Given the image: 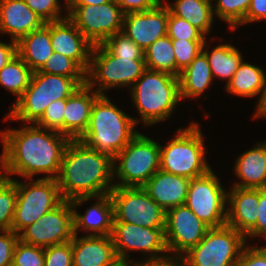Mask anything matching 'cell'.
Instances as JSON below:
<instances>
[{
	"label": "cell",
	"instance_id": "cell-1",
	"mask_svg": "<svg viewBox=\"0 0 266 266\" xmlns=\"http://www.w3.org/2000/svg\"><path fill=\"white\" fill-rule=\"evenodd\" d=\"M19 129L0 130L3 153L0 154V175H21L32 179L34 175L48 174L56 179L70 138L53 130L30 124Z\"/></svg>",
	"mask_w": 266,
	"mask_h": 266
},
{
	"label": "cell",
	"instance_id": "cell-2",
	"mask_svg": "<svg viewBox=\"0 0 266 266\" xmlns=\"http://www.w3.org/2000/svg\"><path fill=\"white\" fill-rule=\"evenodd\" d=\"M62 198L95 197L114 188L113 158L79 140H70L56 178Z\"/></svg>",
	"mask_w": 266,
	"mask_h": 266
},
{
	"label": "cell",
	"instance_id": "cell-3",
	"mask_svg": "<svg viewBox=\"0 0 266 266\" xmlns=\"http://www.w3.org/2000/svg\"><path fill=\"white\" fill-rule=\"evenodd\" d=\"M137 118L124 113L106 95L93 103L89 124L78 139L88 147L114 158L139 133Z\"/></svg>",
	"mask_w": 266,
	"mask_h": 266
},
{
	"label": "cell",
	"instance_id": "cell-4",
	"mask_svg": "<svg viewBox=\"0 0 266 266\" xmlns=\"http://www.w3.org/2000/svg\"><path fill=\"white\" fill-rule=\"evenodd\" d=\"M130 90L145 126L167 120L181 100L179 77L162 71L146 69Z\"/></svg>",
	"mask_w": 266,
	"mask_h": 266
},
{
	"label": "cell",
	"instance_id": "cell-5",
	"mask_svg": "<svg viewBox=\"0 0 266 266\" xmlns=\"http://www.w3.org/2000/svg\"><path fill=\"white\" fill-rule=\"evenodd\" d=\"M84 84H86V78H70L35 71L32 73L29 86L23 95L13 103V107H10V112L5 116V120H20L23 124H36L50 103L67 99Z\"/></svg>",
	"mask_w": 266,
	"mask_h": 266
},
{
	"label": "cell",
	"instance_id": "cell-6",
	"mask_svg": "<svg viewBox=\"0 0 266 266\" xmlns=\"http://www.w3.org/2000/svg\"><path fill=\"white\" fill-rule=\"evenodd\" d=\"M203 138L198 122L177 129L175 137L160 145V169L188 179L210 171Z\"/></svg>",
	"mask_w": 266,
	"mask_h": 266
},
{
	"label": "cell",
	"instance_id": "cell-7",
	"mask_svg": "<svg viewBox=\"0 0 266 266\" xmlns=\"http://www.w3.org/2000/svg\"><path fill=\"white\" fill-rule=\"evenodd\" d=\"M160 169V144L138 133L113 158L114 187H142Z\"/></svg>",
	"mask_w": 266,
	"mask_h": 266
},
{
	"label": "cell",
	"instance_id": "cell-8",
	"mask_svg": "<svg viewBox=\"0 0 266 266\" xmlns=\"http://www.w3.org/2000/svg\"><path fill=\"white\" fill-rule=\"evenodd\" d=\"M145 70L144 58L115 57L98 44L93 46L91 52L86 83L96 89V93L106 95L104 91L115 87L128 86L130 89Z\"/></svg>",
	"mask_w": 266,
	"mask_h": 266
},
{
	"label": "cell",
	"instance_id": "cell-9",
	"mask_svg": "<svg viewBox=\"0 0 266 266\" xmlns=\"http://www.w3.org/2000/svg\"><path fill=\"white\" fill-rule=\"evenodd\" d=\"M246 238L224 225L210 228L204 238L181 258V266H235L246 246Z\"/></svg>",
	"mask_w": 266,
	"mask_h": 266
},
{
	"label": "cell",
	"instance_id": "cell-10",
	"mask_svg": "<svg viewBox=\"0 0 266 266\" xmlns=\"http://www.w3.org/2000/svg\"><path fill=\"white\" fill-rule=\"evenodd\" d=\"M27 180V183L16 180L17 202L11 224L16 234L64 201L56 179Z\"/></svg>",
	"mask_w": 266,
	"mask_h": 266
},
{
	"label": "cell",
	"instance_id": "cell-11",
	"mask_svg": "<svg viewBox=\"0 0 266 266\" xmlns=\"http://www.w3.org/2000/svg\"><path fill=\"white\" fill-rule=\"evenodd\" d=\"M226 204L227 191L212 169L190 179L185 205L207 226L226 225Z\"/></svg>",
	"mask_w": 266,
	"mask_h": 266
},
{
	"label": "cell",
	"instance_id": "cell-12",
	"mask_svg": "<svg viewBox=\"0 0 266 266\" xmlns=\"http://www.w3.org/2000/svg\"><path fill=\"white\" fill-rule=\"evenodd\" d=\"M65 11L93 46L102 44L123 28L124 13L114 0L101 5L67 6Z\"/></svg>",
	"mask_w": 266,
	"mask_h": 266
},
{
	"label": "cell",
	"instance_id": "cell-13",
	"mask_svg": "<svg viewBox=\"0 0 266 266\" xmlns=\"http://www.w3.org/2000/svg\"><path fill=\"white\" fill-rule=\"evenodd\" d=\"M110 196L114 205V222L165 228V210L142 187H114Z\"/></svg>",
	"mask_w": 266,
	"mask_h": 266
},
{
	"label": "cell",
	"instance_id": "cell-14",
	"mask_svg": "<svg viewBox=\"0 0 266 266\" xmlns=\"http://www.w3.org/2000/svg\"><path fill=\"white\" fill-rule=\"evenodd\" d=\"M119 260L129 261V251L146 252L144 261H164L170 258L164 228H147L126 222H113L111 234Z\"/></svg>",
	"mask_w": 266,
	"mask_h": 266
},
{
	"label": "cell",
	"instance_id": "cell-15",
	"mask_svg": "<svg viewBox=\"0 0 266 266\" xmlns=\"http://www.w3.org/2000/svg\"><path fill=\"white\" fill-rule=\"evenodd\" d=\"M209 229L185 204L165 211L164 232L170 258L180 259L204 238Z\"/></svg>",
	"mask_w": 266,
	"mask_h": 266
},
{
	"label": "cell",
	"instance_id": "cell-16",
	"mask_svg": "<svg viewBox=\"0 0 266 266\" xmlns=\"http://www.w3.org/2000/svg\"><path fill=\"white\" fill-rule=\"evenodd\" d=\"M18 235L22 242L42 248L71 241L74 236L71 202L64 200Z\"/></svg>",
	"mask_w": 266,
	"mask_h": 266
},
{
	"label": "cell",
	"instance_id": "cell-17",
	"mask_svg": "<svg viewBox=\"0 0 266 266\" xmlns=\"http://www.w3.org/2000/svg\"><path fill=\"white\" fill-rule=\"evenodd\" d=\"M168 7L161 1L148 11L124 14L122 32L142 50L167 35Z\"/></svg>",
	"mask_w": 266,
	"mask_h": 266
},
{
	"label": "cell",
	"instance_id": "cell-18",
	"mask_svg": "<svg viewBox=\"0 0 266 266\" xmlns=\"http://www.w3.org/2000/svg\"><path fill=\"white\" fill-rule=\"evenodd\" d=\"M96 200L87 208L84 215L77 212V207L84 202ZM73 209V231L78 235V229L86 231V236H110L113 231L114 205L110 193L95 197H78L70 201Z\"/></svg>",
	"mask_w": 266,
	"mask_h": 266
},
{
	"label": "cell",
	"instance_id": "cell-19",
	"mask_svg": "<svg viewBox=\"0 0 266 266\" xmlns=\"http://www.w3.org/2000/svg\"><path fill=\"white\" fill-rule=\"evenodd\" d=\"M50 38L54 52L74 60L88 72L93 45L68 17L50 22Z\"/></svg>",
	"mask_w": 266,
	"mask_h": 266
},
{
	"label": "cell",
	"instance_id": "cell-20",
	"mask_svg": "<svg viewBox=\"0 0 266 266\" xmlns=\"http://www.w3.org/2000/svg\"><path fill=\"white\" fill-rule=\"evenodd\" d=\"M43 24L25 0H0V33L9 34L11 42L18 44Z\"/></svg>",
	"mask_w": 266,
	"mask_h": 266
},
{
	"label": "cell",
	"instance_id": "cell-21",
	"mask_svg": "<svg viewBox=\"0 0 266 266\" xmlns=\"http://www.w3.org/2000/svg\"><path fill=\"white\" fill-rule=\"evenodd\" d=\"M110 236H73V266H112L118 261Z\"/></svg>",
	"mask_w": 266,
	"mask_h": 266
},
{
	"label": "cell",
	"instance_id": "cell-22",
	"mask_svg": "<svg viewBox=\"0 0 266 266\" xmlns=\"http://www.w3.org/2000/svg\"><path fill=\"white\" fill-rule=\"evenodd\" d=\"M99 96L100 94L86 83L66 99L63 112L65 136L71 140H78L84 134L89 124L93 103Z\"/></svg>",
	"mask_w": 266,
	"mask_h": 266
},
{
	"label": "cell",
	"instance_id": "cell-23",
	"mask_svg": "<svg viewBox=\"0 0 266 266\" xmlns=\"http://www.w3.org/2000/svg\"><path fill=\"white\" fill-rule=\"evenodd\" d=\"M230 191V192H229ZM227 192L226 225L246 236L256 224L259 189L231 187Z\"/></svg>",
	"mask_w": 266,
	"mask_h": 266
},
{
	"label": "cell",
	"instance_id": "cell-24",
	"mask_svg": "<svg viewBox=\"0 0 266 266\" xmlns=\"http://www.w3.org/2000/svg\"><path fill=\"white\" fill-rule=\"evenodd\" d=\"M190 179L159 169L142 188L165 211L184 205Z\"/></svg>",
	"mask_w": 266,
	"mask_h": 266
},
{
	"label": "cell",
	"instance_id": "cell-25",
	"mask_svg": "<svg viewBox=\"0 0 266 266\" xmlns=\"http://www.w3.org/2000/svg\"><path fill=\"white\" fill-rule=\"evenodd\" d=\"M237 180L233 187L244 189L266 188V140L237 157L233 167Z\"/></svg>",
	"mask_w": 266,
	"mask_h": 266
},
{
	"label": "cell",
	"instance_id": "cell-26",
	"mask_svg": "<svg viewBox=\"0 0 266 266\" xmlns=\"http://www.w3.org/2000/svg\"><path fill=\"white\" fill-rule=\"evenodd\" d=\"M50 38V22L29 33L17 44V55L35 72L53 54Z\"/></svg>",
	"mask_w": 266,
	"mask_h": 266
},
{
	"label": "cell",
	"instance_id": "cell-27",
	"mask_svg": "<svg viewBox=\"0 0 266 266\" xmlns=\"http://www.w3.org/2000/svg\"><path fill=\"white\" fill-rule=\"evenodd\" d=\"M266 88V73L261 67L242 61L225 90L238 97L260 96Z\"/></svg>",
	"mask_w": 266,
	"mask_h": 266
},
{
	"label": "cell",
	"instance_id": "cell-28",
	"mask_svg": "<svg viewBox=\"0 0 266 266\" xmlns=\"http://www.w3.org/2000/svg\"><path fill=\"white\" fill-rule=\"evenodd\" d=\"M181 100L197 98L213 83V76L206 55L201 51L179 76Z\"/></svg>",
	"mask_w": 266,
	"mask_h": 266
},
{
	"label": "cell",
	"instance_id": "cell-29",
	"mask_svg": "<svg viewBox=\"0 0 266 266\" xmlns=\"http://www.w3.org/2000/svg\"><path fill=\"white\" fill-rule=\"evenodd\" d=\"M211 1L213 0H176L172 5L165 4L173 15L187 20L207 37L214 21Z\"/></svg>",
	"mask_w": 266,
	"mask_h": 266
},
{
	"label": "cell",
	"instance_id": "cell-30",
	"mask_svg": "<svg viewBox=\"0 0 266 266\" xmlns=\"http://www.w3.org/2000/svg\"><path fill=\"white\" fill-rule=\"evenodd\" d=\"M206 46L207 39L202 46V52L208 59L213 78L225 79L227 85L243 61L242 54L231 44H219L210 52L205 49Z\"/></svg>",
	"mask_w": 266,
	"mask_h": 266
},
{
	"label": "cell",
	"instance_id": "cell-31",
	"mask_svg": "<svg viewBox=\"0 0 266 266\" xmlns=\"http://www.w3.org/2000/svg\"><path fill=\"white\" fill-rule=\"evenodd\" d=\"M32 73L33 71L18 55L0 70V85L17 97L14 103L29 86Z\"/></svg>",
	"mask_w": 266,
	"mask_h": 266
},
{
	"label": "cell",
	"instance_id": "cell-32",
	"mask_svg": "<svg viewBox=\"0 0 266 266\" xmlns=\"http://www.w3.org/2000/svg\"><path fill=\"white\" fill-rule=\"evenodd\" d=\"M146 69L167 72L176 76V59L172 39L166 35L144 50Z\"/></svg>",
	"mask_w": 266,
	"mask_h": 266
},
{
	"label": "cell",
	"instance_id": "cell-33",
	"mask_svg": "<svg viewBox=\"0 0 266 266\" xmlns=\"http://www.w3.org/2000/svg\"><path fill=\"white\" fill-rule=\"evenodd\" d=\"M251 0H216L213 15L228 23L231 31L239 25H244V18L249 9Z\"/></svg>",
	"mask_w": 266,
	"mask_h": 266
},
{
	"label": "cell",
	"instance_id": "cell-34",
	"mask_svg": "<svg viewBox=\"0 0 266 266\" xmlns=\"http://www.w3.org/2000/svg\"><path fill=\"white\" fill-rule=\"evenodd\" d=\"M16 202V180L0 175V231L11 230Z\"/></svg>",
	"mask_w": 266,
	"mask_h": 266
},
{
	"label": "cell",
	"instance_id": "cell-35",
	"mask_svg": "<svg viewBox=\"0 0 266 266\" xmlns=\"http://www.w3.org/2000/svg\"><path fill=\"white\" fill-rule=\"evenodd\" d=\"M38 71L70 78H86V72L74 60L57 52H53Z\"/></svg>",
	"mask_w": 266,
	"mask_h": 266
},
{
	"label": "cell",
	"instance_id": "cell-36",
	"mask_svg": "<svg viewBox=\"0 0 266 266\" xmlns=\"http://www.w3.org/2000/svg\"><path fill=\"white\" fill-rule=\"evenodd\" d=\"M101 45L115 57L144 58V50L122 31L109 37Z\"/></svg>",
	"mask_w": 266,
	"mask_h": 266
},
{
	"label": "cell",
	"instance_id": "cell-37",
	"mask_svg": "<svg viewBox=\"0 0 266 266\" xmlns=\"http://www.w3.org/2000/svg\"><path fill=\"white\" fill-rule=\"evenodd\" d=\"M205 40H179L172 39L173 51L176 59V76L190 65L202 51Z\"/></svg>",
	"mask_w": 266,
	"mask_h": 266
},
{
	"label": "cell",
	"instance_id": "cell-38",
	"mask_svg": "<svg viewBox=\"0 0 266 266\" xmlns=\"http://www.w3.org/2000/svg\"><path fill=\"white\" fill-rule=\"evenodd\" d=\"M11 266H44V248L18 240Z\"/></svg>",
	"mask_w": 266,
	"mask_h": 266
},
{
	"label": "cell",
	"instance_id": "cell-39",
	"mask_svg": "<svg viewBox=\"0 0 266 266\" xmlns=\"http://www.w3.org/2000/svg\"><path fill=\"white\" fill-rule=\"evenodd\" d=\"M167 35L171 39L206 40V37L187 20L173 15L168 9Z\"/></svg>",
	"mask_w": 266,
	"mask_h": 266
},
{
	"label": "cell",
	"instance_id": "cell-40",
	"mask_svg": "<svg viewBox=\"0 0 266 266\" xmlns=\"http://www.w3.org/2000/svg\"><path fill=\"white\" fill-rule=\"evenodd\" d=\"M66 99L53 101L44 110L43 116L36 123L37 126L60 132L64 135V110Z\"/></svg>",
	"mask_w": 266,
	"mask_h": 266
},
{
	"label": "cell",
	"instance_id": "cell-41",
	"mask_svg": "<svg viewBox=\"0 0 266 266\" xmlns=\"http://www.w3.org/2000/svg\"><path fill=\"white\" fill-rule=\"evenodd\" d=\"M25 2L44 23L60 21L68 17L62 16L63 7L65 9L67 6H61L59 0H25Z\"/></svg>",
	"mask_w": 266,
	"mask_h": 266
},
{
	"label": "cell",
	"instance_id": "cell-42",
	"mask_svg": "<svg viewBox=\"0 0 266 266\" xmlns=\"http://www.w3.org/2000/svg\"><path fill=\"white\" fill-rule=\"evenodd\" d=\"M44 266H73L72 240L44 248Z\"/></svg>",
	"mask_w": 266,
	"mask_h": 266
},
{
	"label": "cell",
	"instance_id": "cell-43",
	"mask_svg": "<svg viewBox=\"0 0 266 266\" xmlns=\"http://www.w3.org/2000/svg\"><path fill=\"white\" fill-rule=\"evenodd\" d=\"M19 235L12 230L0 231V266H11Z\"/></svg>",
	"mask_w": 266,
	"mask_h": 266
},
{
	"label": "cell",
	"instance_id": "cell-44",
	"mask_svg": "<svg viewBox=\"0 0 266 266\" xmlns=\"http://www.w3.org/2000/svg\"><path fill=\"white\" fill-rule=\"evenodd\" d=\"M257 215L255 227L245 236L246 241L248 237L251 239L257 236L261 238L266 234V188L259 189Z\"/></svg>",
	"mask_w": 266,
	"mask_h": 266
},
{
	"label": "cell",
	"instance_id": "cell-45",
	"mask_svg": "<svg viewBox=\"0 0 266 266\" xmlns=\"http://www.w3.org/2000/svg\"><path fill=\"white\" fill-rule=\"evenodd\" d=\"M235 266H266V251L246 245Z\"/></svg>",
	"mask_w": 266,
	"mask_h": 266
},
{
	"label": "cell",
	"instance_id": "cell-46",
	"mask_svg": "<svg viewBox=\"0 0 266 266\" xmlns=\"http://www.w3.org/2000/svg\"><path fill=\"white\" fill-rule=\"evenodd\" d=\"M124 14L130 12L148 11L156 7L163 0H114Z\"/></svg>",
	"mask_w": 266,
	"mask_h": 266
},
{
	"label": "cell",
	"instance_id": "cell-47",
	"mask_svg": "<svg viewBox=\"0 0 266 266\" xmlns=\"http://www.w3.org/2000/svg\"><path fill=\"white\" fill-rule=\"evenodd\" d=\"M266 20V0H251L244 25Z\"/></svg>",
	"mask_w": 266,
	"mask_h": 266
},
{
	"label": "cell",
	"instance_id": "cell-48",
	"mask_svg": "<svg viewBox=\"0 0 266 266\" xmlns=\"http://www.w3.org/2000/svg\"><path fill=\"white\" fill-rule=\"evenodd\" d=\"M17 55V44L0 41V70Z\"/></svg>",
	"mask_w": 266,
	"mask_h": 266
},
{
	"label": "cell",
	"instance_id": "cell-49",
	"mask_svg": "<svg viewBox=\"0 0 266 266\" xmlns=\"http://www.w3.org/2000/svg\"><path fill=\"white\" fill-rule=\"evenodd\" d=\"M140 261H135V266H181L180 259L176 258H169L164 261Z\"/></svg>",
	"mask_w": 266,
	"mask_h": 266
},
{
	"label": "cell",
	"instance_id": "cell-50",
	"mask_svg": "<svg viewBox=\"0 0 266 266\" xmlns=\"http://www.w3.org/2000/svg\"><path fill=\"white\" fill-rule=\"evenodd\" d=\"M112 0H65L66 6L101 5Z\"/></svg>",
	"mask_w": 266,
	"mask_h": 266
},
{
	"label": "cell",
	"instance_id": "cell-51",
	"mask_svg": "<svg viewBox=\"0 0 266 266\" xmlns=\"http://www.w3.org/2000/svg\"><path fill=\"white\" fill-rule=\"evenodd\" d=\"M255 119L257 118H266V88L262 94V97L260 101L257 103V106L255 107V113H254Z\"/></svg>",
	"mask_w": 266,
	"mask_h": 266
},
{
	"label": "cell",
	"instance_id": "cell-52",
	"mask_svg": "<svg viewBox=\"0 0 266 266\" xmlns=\"http://www.w3.org/2000/svg\"><path fill=\"white\" fill-rule=\"evenodd\" d=\"M112 266H135V260H118L114 265Z\"/></svg>",
	"mask_w": 266,
	"mask_h": 266
},
{
	"label": "cell",
	"instance_id": "cell-53",
	"mask_svg": "<svg viewBox=\"0 0 266 266\" xmlns=\"http://www.w3.org/2000/svg\"><path fill=\"white\" fill-rule=\"evenodd\" d=\"M262 237H263V238L265 237L264 239H266V234L263 235ZM259 248L262 249V250H264V251H266V246H262V247H259Z\"/></svg>",
	"mask_w": 266,
	"mask_h": 266
}]
</instances>
